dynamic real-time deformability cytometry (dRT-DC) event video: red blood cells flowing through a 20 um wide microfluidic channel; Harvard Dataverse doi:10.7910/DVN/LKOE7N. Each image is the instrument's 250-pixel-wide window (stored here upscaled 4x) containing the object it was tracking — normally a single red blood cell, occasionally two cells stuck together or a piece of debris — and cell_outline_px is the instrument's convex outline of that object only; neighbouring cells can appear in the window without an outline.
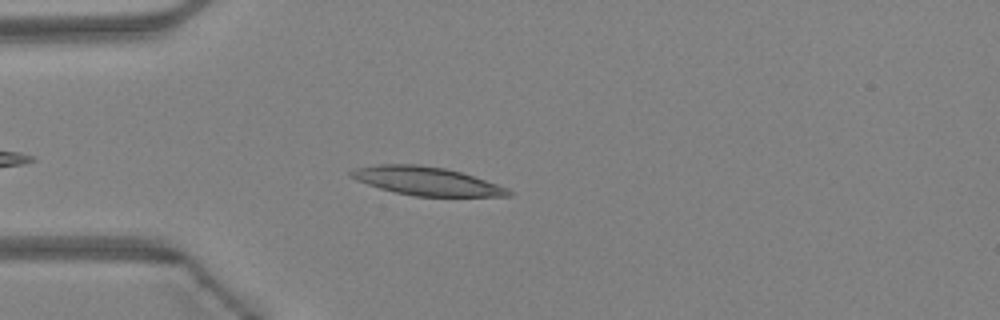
{"species": "Egyptian fruit bat (a non-hibernating species)", "species_latin": "Rousettus aegyptiacus", "temperature_condition": "warm", "stored_images_in_passage": 30, "camera_frame_rate_fps": 3000, "um_per_image_px": 0.085, "animal": {"sex": "female"}, "frame": {"image": 1, "passage_image": 5, "time_ms": 1.333, "image_size_px": [1000, 320], "cell_outline_px": [[512, 196], [416, 196], [396, 192], [380, 188], [356, 180], [348, 176], [348, 172], [356, 168], [380, 164], [420, 164], [444, 168], [460, 172], [508, 188], [512, 192]], "centroid_in_image_um": [36.22, 15.38], "position_along_channel_um": 48.8, "area_um2": 25.78}}
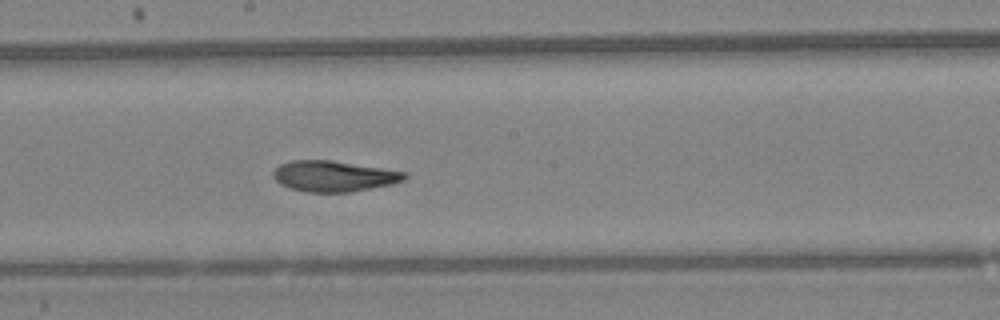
{"frame": {"image": 2, "passage_image": 18, "time_ms": 5.667, "image_size_px": [1000, 320], "cell_outline_px": [[408, 176], [404, 180], [392, 184], [352, 192], [308, 192], [288, 188], [280, 184], [272, 176], [272, 172], [280, 164], [292, 160], [332, 160], [404, 172]], "centroid_in_image_um": [28.33, 14.98], "position_along_channel_um": 219.9, "area_um2": 23.52}}
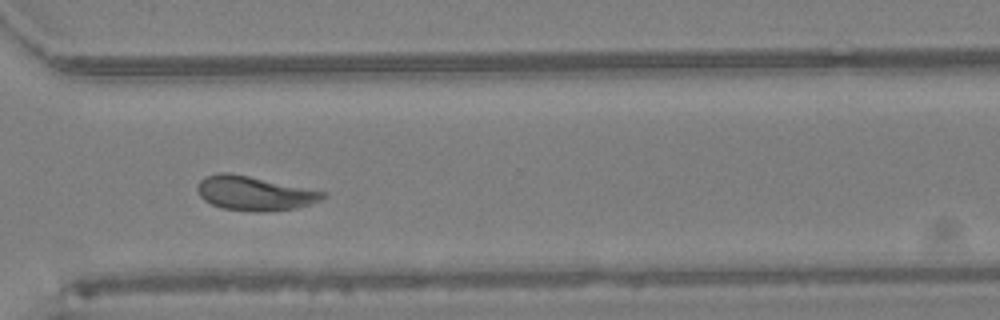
{"frame": {"image": 3, "passage_image": 27, "time_ms": 8.667, "image_size_px": [1000, 320], "cell_outline_px": [[328, 192], [320, 200], [296, 208], [268, 212], [224, 208], [212, 204], [204, 200], [200, 196], [196, 188], [200, 180], [204, 176], [220, 172], [228, 172]], "centroid_in_image_um": [21.6, 16.42], "position_along_channel_um": 349.0, "area_um2": 24.74}, "authors_computed_cell_mechanics": {"area_um2": 24.4494, "velocity_mm_per_s": 4.3028, "shape_relaxation_time_tau1_ms": 4.9087, "shape_relaxation_time_tau2_ms": 2.2145, "deformation_change_tau1": 0.1618, "deformation_change_tau2": 0.0797}}